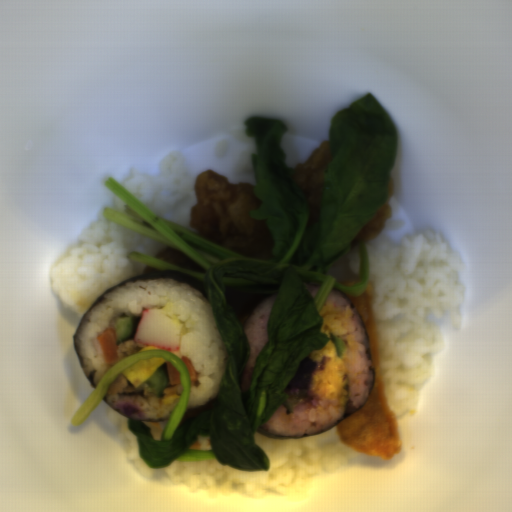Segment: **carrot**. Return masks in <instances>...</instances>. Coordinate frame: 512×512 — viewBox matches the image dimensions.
<instances>
[{"instance_id":"carrot-2","label":"carrot","mask_w":512,"mask_h":512,"mask_svg":"<svg viewBox=\"0 0 512 512\" xmlns=\"http://www.w3.org/2000/svg\"><path fill=\"white\" fill-rule=\"evenodd\" d=\"M167 376L171 385H182L180 380V373L171 362H165Z\"/></svg>"},{"instance_id":"carrot-1","label":"carrot","mask_w":512,"mask_h":512,"mask_svg":"<svg viewBox=\"0 0 512 512\" xmlns=\"http://www.w3.org/2000/svg\"><path fill=\"white\" fill-rule=\"evenodd\" d=\"M102 351L104 362L119 360V343L116 338L115 326L107 328L96 336Z\"/></svg>"},{"instance_id":"carrot-3","label":"carrot","mask_w":512,"mask_h":512,"mask_svg":"<svg viewBox=\"0 0 512 512\" xmlns=\"http://www.w3.org/2000/svg\"><path fill=\"white\" fill-rule=\"evenodd\" d=\"M181 359L190 375V380H191V385H192L197 379V373H196L195 367H194L192 361L188 357H185L182 355Z\"/></svg>"}]
</instances>
